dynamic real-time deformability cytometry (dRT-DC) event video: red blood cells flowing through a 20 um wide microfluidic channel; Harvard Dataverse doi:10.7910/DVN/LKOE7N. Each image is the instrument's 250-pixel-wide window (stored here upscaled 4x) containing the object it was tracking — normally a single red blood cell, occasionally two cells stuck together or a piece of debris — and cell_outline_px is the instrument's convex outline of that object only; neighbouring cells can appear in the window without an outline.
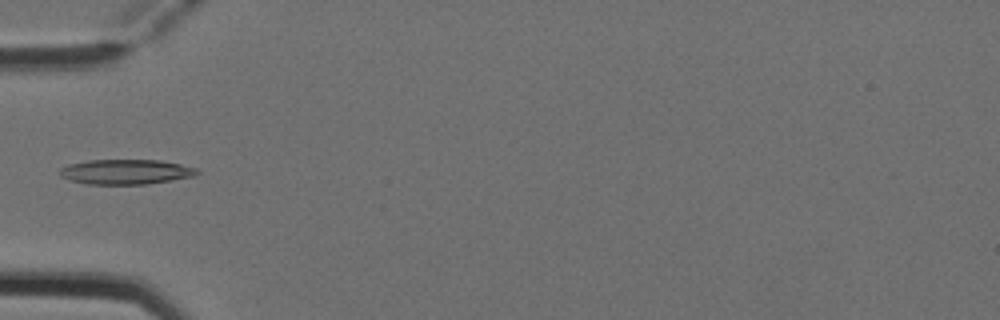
{"species": "Egyptian fruit bat (a non-hibernating species)", "species_latin": "Rousettus aegyptiacus", "temperature_condition": "cold", "stored_images_in_passage": 5, "camera_frame_rate_fps": 3000, "um_per_image_px": 0.085, "animal": {"sex": "female"}, "frame": {"image": 1, "passage_image": 4, "time_ms": 1.0, "image_size_px": [1000, 320], "cell_outline_px": [[200, 172], [196, 176], [148, 184], [88, 184], [72, 180], [60, 176], [60, 168], [68, 164], [88, 160], [160, 160], [180, 164], [196, 168]], "centroid_in_image_um": [10.72, 14.6], "position_along_channel_um": 74.3, "area_um2": 19.94}}
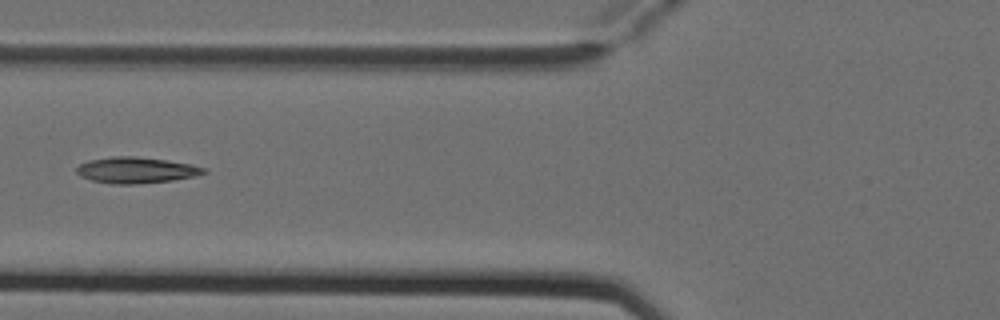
{"frame": {"image": 2, "passage_image": 5, "time_ms": 1.333, "image_size_px": [1000, 320], "cell_outline_px": [[208, 172], [196, 176], [172, 180], [136, 184], [112, 184], [92, 180], [80, 176], [76, 172], [76, 168], [80, 164], [88, 160], [112, 156], [136, 156], [192, 164], [204, 168]], "centroid_in_image_um": [11.55, 14.46], "position_along_channel_um": 114.2, "area_um2": 19.31}}